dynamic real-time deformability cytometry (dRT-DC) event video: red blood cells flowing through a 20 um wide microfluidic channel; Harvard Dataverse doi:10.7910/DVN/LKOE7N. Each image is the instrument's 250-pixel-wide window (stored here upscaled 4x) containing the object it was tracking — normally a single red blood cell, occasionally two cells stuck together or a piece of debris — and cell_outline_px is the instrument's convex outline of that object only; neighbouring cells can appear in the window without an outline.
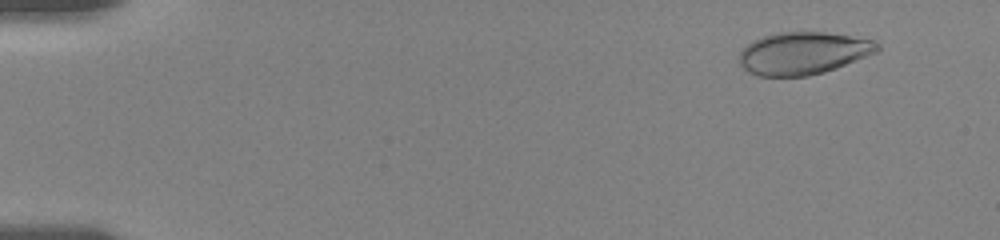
{"species": "human", "species_latin": "Homo sapiens", "temperature_condition": "room temperature", "stored_images_in_passage": 56, "camera_frame_rate_fps": 3000, "um_per_image_px": 0.085, "donor": {"sex": "female"}, "frame": {"image": 1, "passage_image": 5, "time_ms": 1.333, "image_size_px": [1000, 240], "cell_outline_px": [[880, 48], [876, 52], [836, 68], [824, 72], [808, 76], [760, 76], [748, 72], [740, 64], [740, 52], [752, 40], [764, 36], [780, 32], [824, 32], [872, 40], [880, 44]], "centroid_in_image_um": [68.25, 4.53], "position_along_channel_um": 16.7, "area_um2": 33.81}}
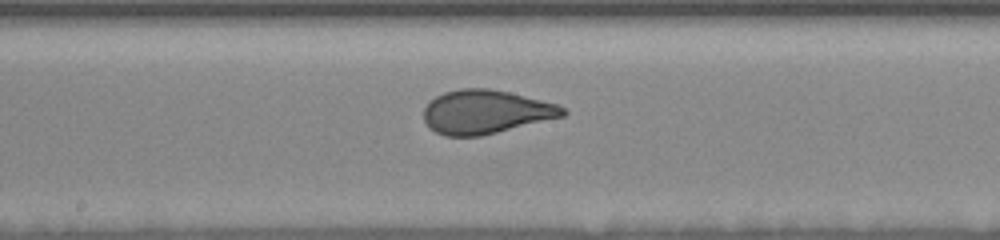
{"frame": {"image": 2, "passage_image": 31, "time_ms": 10.0, "image_size_px": [1000, 240], "cell_outline_px": [[568, 112], [564, 116], [480, 136], [444, 136], [428, 128], [424, 120], [424, 108], [436, 96], [444, 92], [460, 88], [488, 88], [508, 92], [556, 104], [564, 108]], "centroid_in_image_um": [41.25, 9.51], "position_along_channel_um": 206.9, "area_um2": 35.2}}
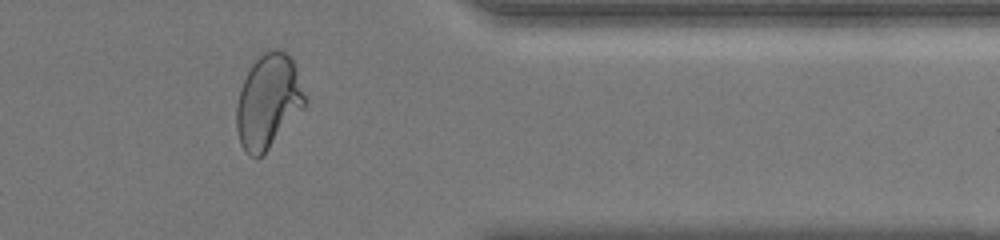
{"frame": {"image": 3, "passage_image": 47, "time_ms": 15.333, "image_size_px": [1000, 240], "cell_outline_px": [[304, 104], [268, 148], [256, 160], [248, 156], [244, 152], [240, 144], [236, 128], [236, 108], [240, 88], [252, 64], [264, 48], [280, 48], [292, 60], [296, 68], [304, 96]], "centroid_in_image_um": [22.72, 8.58], "position_along_channel_um": 388.7, "area_um2": 36.82}, "authors_computed_cell_mechanics": {"area_um2": 35.4603, "velocity_mm_per_s": 3.6, "shape_relaxation_time_tau1_ms": 3.9153, "shape_relaxation_time_tau2_ms": null, "deformation_change_tau1": 0.1713, "deformation_change_tau2": null}}